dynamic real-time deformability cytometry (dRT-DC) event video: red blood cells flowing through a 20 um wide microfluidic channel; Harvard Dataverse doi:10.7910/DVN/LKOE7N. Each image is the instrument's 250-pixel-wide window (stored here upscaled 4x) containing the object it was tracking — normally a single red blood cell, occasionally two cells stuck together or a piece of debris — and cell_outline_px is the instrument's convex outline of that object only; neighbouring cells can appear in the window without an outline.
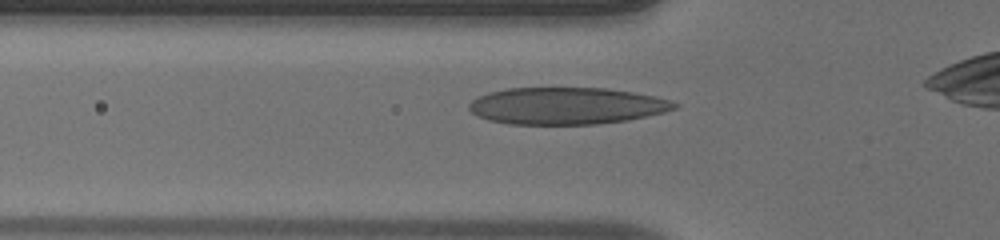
{"species": "human", "species_latin": "Homo sapiens", "temperature_condition": "warm", "stored_images_in_passage": 34, "camera_frame_rate_fps": 3000, "um_per_image_px": 0.085, "donor": {"sex": "male"}, "frame": {"image": 1, "passage_image": 5, "time_ms": 1.333, "image_size_px": [1000, 240], "cell_outline_px": [[680, 104], [676, 108], [664, 112], [628, 120], [596, 124], [508, 124], [488, 120], [472, 112], [468, 108], [468, 104], [476, 96], [488, 92], [508, 88], [608, 88], [656, 96], [672, 100]], "centroid_in_image_um": [48.16, 8.99], "position_along_channel_um": 77.6, "area_um2": 44.39}}
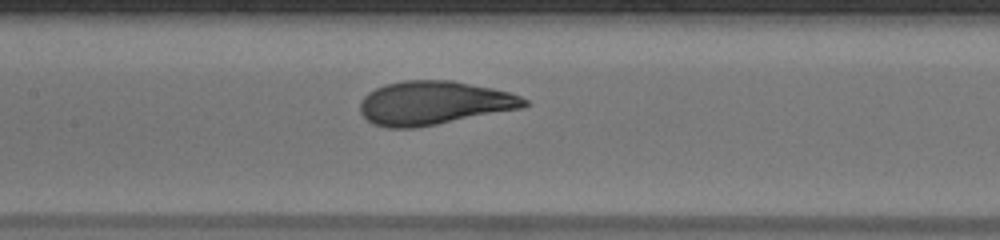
{"frame": {"image": 2, "passage_image": 12, "time_ms": 3.667, "image_size_px": [1000, 240], "cell_outline_px": [[528, 104], [524, 108], [416, 128], [388, 128], [372, 124], [360, 112], [360, 104], [364, 96], [368, 92], [384, 84], [404, 80], [452, 80], [492, 88], [508, 92], [520, 96], [528, 100]], "centroid_in_image_um": [36.88, 8.75], "position_along_channel_um": 170.5, "area_um2": 41.96}}
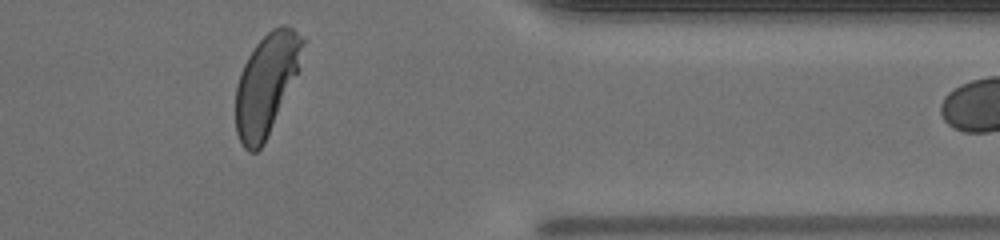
{"frame": {"image": 3, "passage_image": 30, "time_ms": 9.667, "image_size_px": [1000, 240], "cell_outline_px": [[308, 40], [296, 72], [264, 144], [256, 152], [248, 152], [244, 148], [236, 132], [236, 84], [240, 72], [248, 56], [256, 44], [272, 28], [284, 24], [292, 28]], "centroid_in_image_um": [22.63, 7.12], "position_along_channel_um": 388.8, "area_um2": 38.9}, "authors_computed_cell_mechanics": {"area_um2": 41.5004, "velocity_mm_per_s": 3.9332, "shape_relaxation_time_tau1_ms": 3.7741, "shape_relaxation_time_tau2_ms": null, "deformation_change_tau1": 0.2249, "deformation_change_tau2": null}}